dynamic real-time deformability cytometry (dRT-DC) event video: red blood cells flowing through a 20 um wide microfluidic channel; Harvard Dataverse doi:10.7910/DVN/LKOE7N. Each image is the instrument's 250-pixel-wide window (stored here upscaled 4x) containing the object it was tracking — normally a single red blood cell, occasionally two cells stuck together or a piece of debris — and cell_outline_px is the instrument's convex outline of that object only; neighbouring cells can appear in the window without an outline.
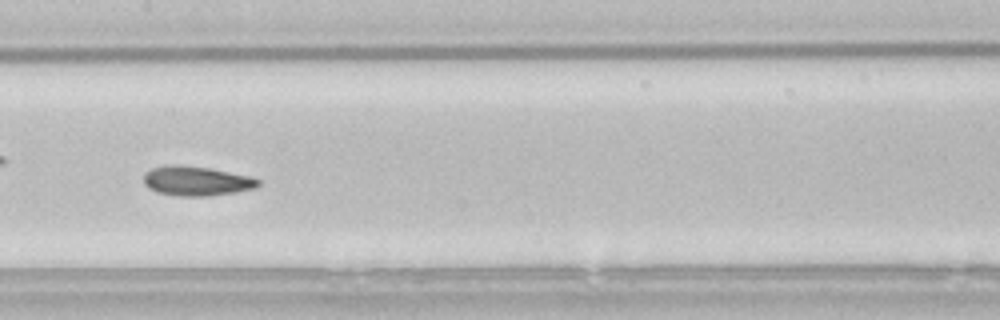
{"species": "common noctule bat (a hibernating species)", "species_latin": "Nyctalus noctula", "temperature_condition": "room temperature", "stored_images_in_passage": 43, "camera_frame_rate_fps": 3000, "um_per_image_px": 0.085, "animal": {"sex": "male", "body_mass_g": 21.5, "forearm_length_mm": 52.0}, "frame": {"image": 1, "passage_image": 19, "time_ms": 6.0, "image_size_px": [1000, 320], "cell_outline_px": [[260, 184], [256, 188], [236, 192], [208, 196], [176, 196], [156, 192], [148, 188], [144, 184], [144, 172], [152, 168], [172, 164], [180, 164], [208, 168], [252, 176], [260, 180]], "centroid_in_image_um": [16.69, 15.38], "position_along_channel_um": 190.7, "area_um2": 19.94}}
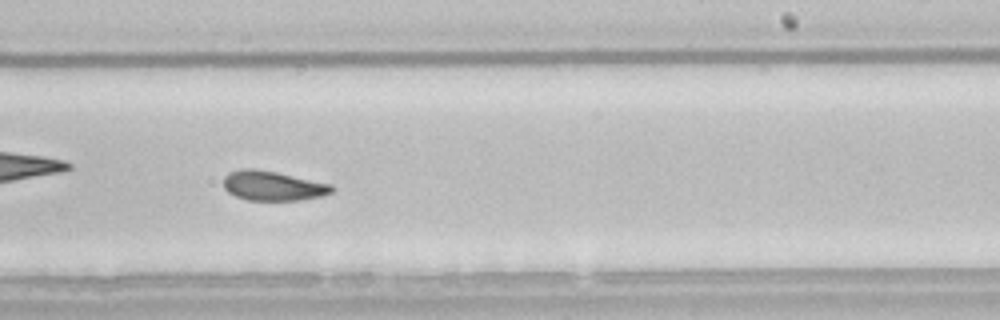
{"frame": {"image": 2, "passage_image": 25, "time_ms": 8.0, "image_size_px": [1000, 320], "cell_outline_px": [[336, 188], [332, 192], [320, 196], [300, 200], [248, 200], [236, 196], [228, 192], [224, 188], [224, 176], [228, 172], [240, 168], [252, 168], [276, 172], [332, 184]], "centroid_in_image_um": [23.18, 15.78], "position_along_channel_um": 265.8, "area_um2": 18.73}, "authors_computed_cell_mechanics": {"area_um2": 19.8254, "velocity_mm_per_s": 3.7782, "shape_relaxation_time_tau1_ms": 4.1223, "shape_relaxation_time_tau2_ms": 2.289, "deformation_change_tau1": 0.135, "deformation_change_tau2": 0.0839}}